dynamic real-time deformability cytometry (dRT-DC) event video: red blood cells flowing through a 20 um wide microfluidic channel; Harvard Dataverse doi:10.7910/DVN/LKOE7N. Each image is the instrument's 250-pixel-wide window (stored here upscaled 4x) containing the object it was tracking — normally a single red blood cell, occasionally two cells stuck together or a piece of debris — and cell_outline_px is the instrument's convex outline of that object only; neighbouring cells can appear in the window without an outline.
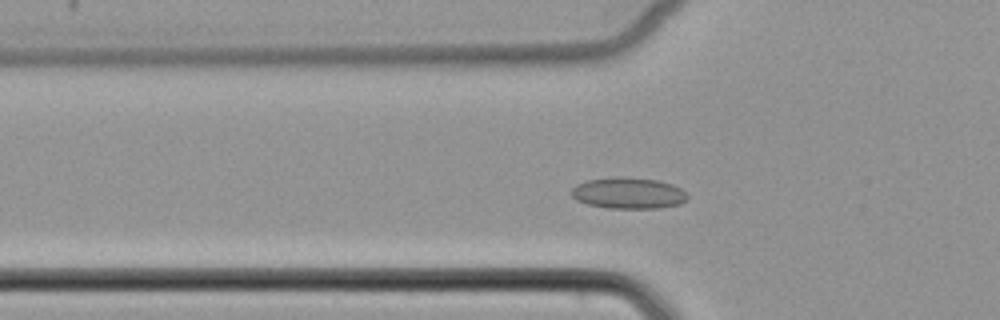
{"species": "common noctule bat (a hibernating species)", "species_latin": "Nyctalus noctula", "temperature_condition": "cold", "stored_images_in_passage": 47, "camera_frame_rate_fps": 3000, "um_per_image_px": 0.085, "animal": {"sex": "female", "body_mass_g": 22.7, "forearm_length_mm": 54.2}, "frame": {"image": 1, "passage_image": 13, "time_ms": 4.0, "image_size_px": [1000, 320], "cell_outline_px": [[688, 200], [680, 204], [660, 208], [608, 208], [588, 204], [576, 200], [572, 196], [572, 188], [576, 184], [588, 180], [616, 176], [624, 176], [656, 180], [672, 184], [680, 188], [688, 196]], "centroid_in_image_um": [53.42, 16.41], "position_along_channel_um": 72.4, "area_um2": 21.21}}
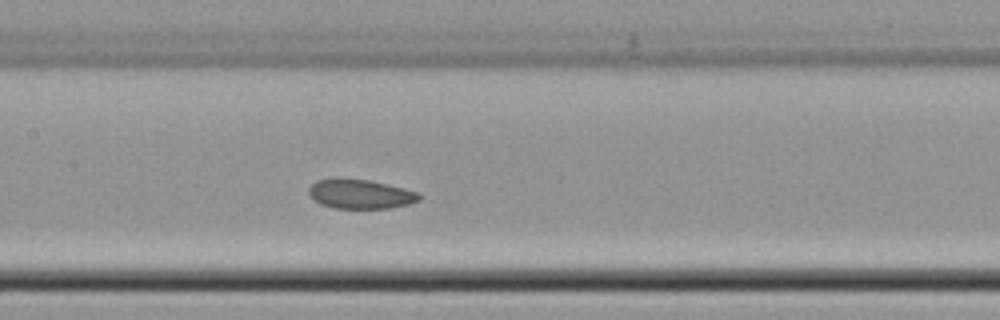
{"frame": {"image": 2, "passage_image": 21, "time_ms": 6.667, "image_size_px": [1000, 320], "cell_outline_px": [[424, 196], [420, 200], [408, 204], [392, 208], [332, 208], [320, 204], [308, 192], [308, 188], [316, 180], [336, 176], [340, 176], [368, 180], [388, 184], [420, 192]], "centroid_in_image_um": [30.64, 16.46], "position_along_channel_um": 176.8, "area_um2": 19.42}}
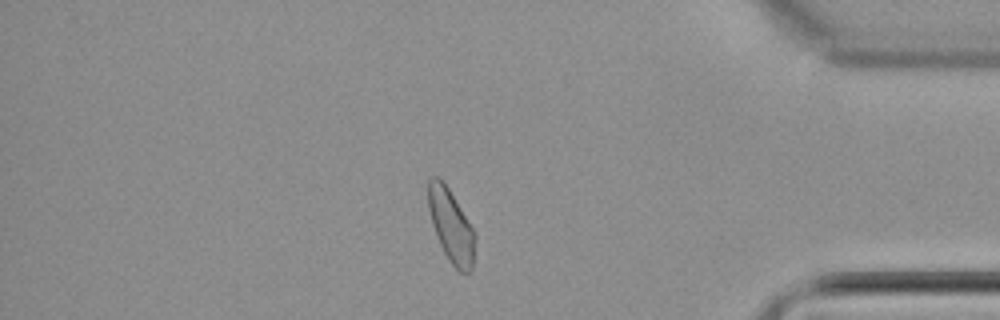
{"frame": {"image": 3, "passage_image": 40, "time_ms": 13.0, "image_size_px": [1000, 320], "cell_outline_px": [[476, 236], [472, 272], [468, 276], [460, 272], [448, 260], [436, 236], [432, 224], [428, 208], [428, 180], [432, 176], [440, 176], [448, 188], [472, 228]], "centroid_in_image_um": [38.34, 19.23], "position_along_channel_um": 396.9, "area_um2": 19.94}}